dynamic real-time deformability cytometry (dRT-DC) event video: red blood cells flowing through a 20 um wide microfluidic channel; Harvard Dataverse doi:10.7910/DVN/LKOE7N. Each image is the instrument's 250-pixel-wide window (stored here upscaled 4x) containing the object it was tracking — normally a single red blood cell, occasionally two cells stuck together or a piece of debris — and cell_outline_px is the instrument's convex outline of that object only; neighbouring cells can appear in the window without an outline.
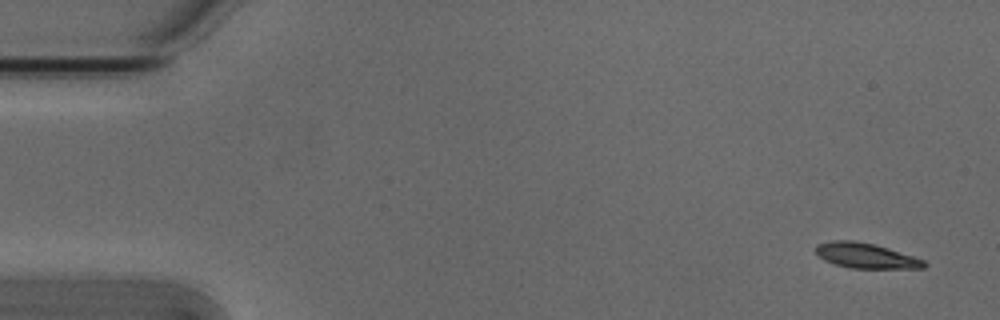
{"species": "Egyptian fruit bat (a non-hibernating species)", "species_latin": "Rousettus aegyptiacus", "temperature_condition": "cold", "stored_images_in_passage": 5, "camera_frame_rate_fps": 3000, "um_per_image_px": 0.085, "animal": {"sex": "male"}, "frame": {"image": 1, "passage_image": 1, "time_ms": 0.0, "image_size_px": [1000, 320], "cell_outline_px": [[928, 264], [924, 268], [852, 268], [836, 264], [824, 260], [816, 252], [816, 244], [832, 240], [852, 240], [872, 244], [888, 248], [924, 260]], "centroid_in_image_um": [73.59, 21.73], "position_along_channel_um": 11.4, "area_um2": 15.66}}